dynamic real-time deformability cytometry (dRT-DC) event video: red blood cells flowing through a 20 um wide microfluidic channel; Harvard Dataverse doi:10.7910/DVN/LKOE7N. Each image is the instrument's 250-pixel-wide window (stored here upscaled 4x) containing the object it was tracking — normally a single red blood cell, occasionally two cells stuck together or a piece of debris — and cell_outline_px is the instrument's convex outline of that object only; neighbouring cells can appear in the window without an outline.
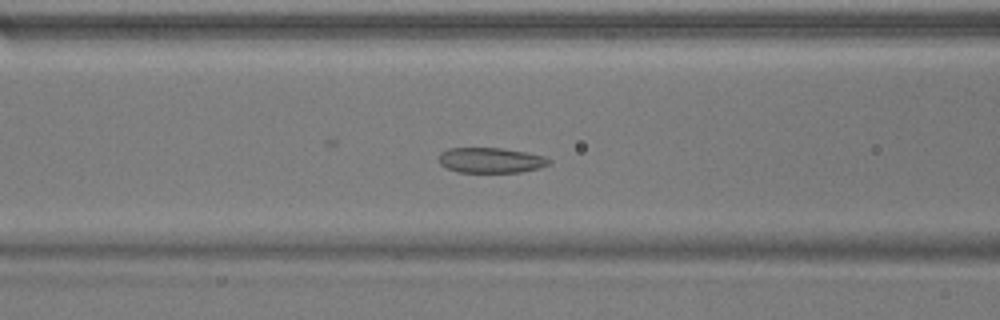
{"species": "common noctule bat (a hibernating species)", "species_latin": "Nyctalus noctula", "temperature_condition": "warm", "stored_images_in_passage": 51, "camera_frame_rate_fps": 3000, "um_per_image_px": 0.085, "animal": {"sex": "male", "body_mass_g": 17.9}, "frame": {"image": 1, "passage_image": 18, "time_ms": 5.667, "image_size_px": [1000, 320], "cell_outline_px": [[552, 160], [548, 164], [540, 168], [520, 172], [456, 172], [440, 164], [440, 152], [448, 148], [504, 148], [544, 156]], "centroid_in_image_um": [41.72, 13.62], "position_along_channel_um": 124.9, "area_um2": 16.18}}
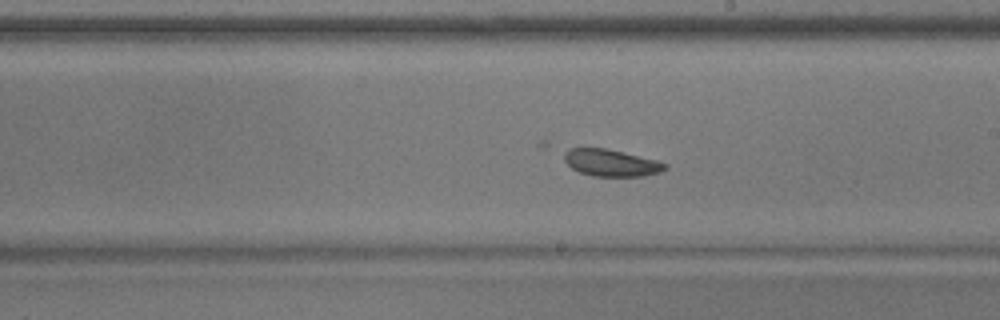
{"frame": {"image": 2, "passage_image": 27, "time_ms": 8.667, "image_size_px": [1000, 320], "cell_outline_px": [[668, 168], [660, 172], [644, 176], [592, 176], [580, 172], [572, 168], [564, 160], [564, 152], [568, 148], [608, 148], [656, 160], [668, 164]], "centroid_in_image_um": [51.95, 13.83], "position_along_channel_um": 237.0, "area_um2": 15.9}}
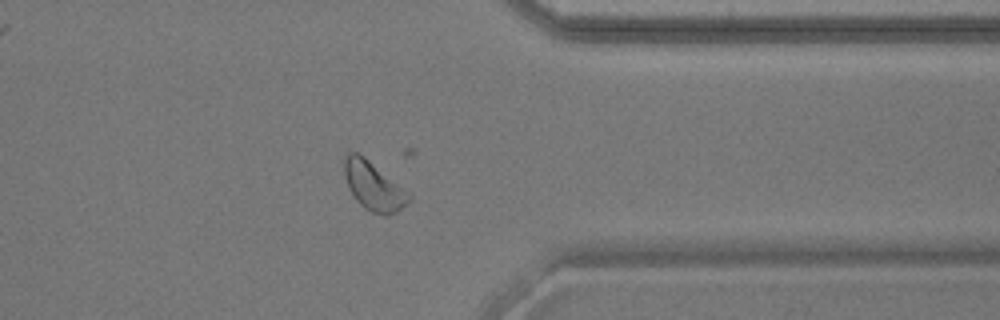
{"frame": {"image": 3, "passage_image": 39, "time_ms": 12.667, "image_size_px": [1000, 320], "cell_outline_px": [[412, 200], [396, 212], [388, 216], [384, 216], [372, 212], [364, 208], [356, 200], [348, 188], [344, 176], [344, 160], [348, 152], [356, 152], [364, 156], [408, 192], [412, 196]], "centroid_in_image_um": [31.74, 15.83], "position_along_channel_um": 379.7, "area_um2": 18.26}}